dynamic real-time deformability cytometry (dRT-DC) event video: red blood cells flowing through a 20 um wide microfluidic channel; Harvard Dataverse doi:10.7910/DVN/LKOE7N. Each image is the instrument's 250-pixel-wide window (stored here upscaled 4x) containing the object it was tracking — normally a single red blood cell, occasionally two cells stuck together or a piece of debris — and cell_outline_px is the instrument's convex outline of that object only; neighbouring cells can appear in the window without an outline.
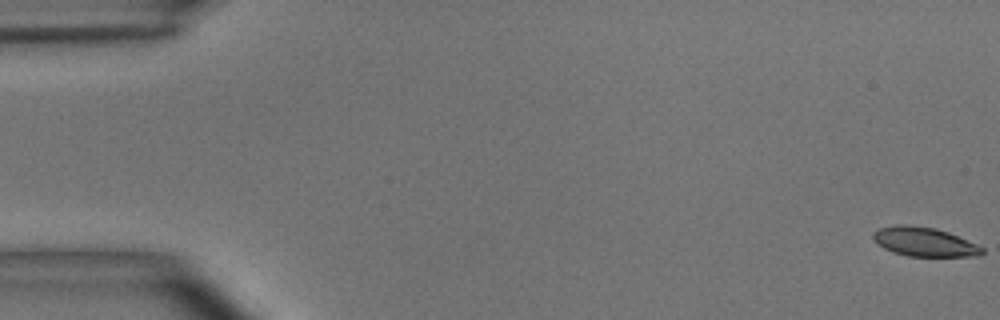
{"species": "common noctule bat (a hibernating species)", "species_latin": "Nyctalus noctula", "temperature_condition": "room temperature", "stored_images_in_passage": 5, "camera_frame_rate_fps": 3000, "um_per_image_px": 0.085, "animal": {"sex": "male", "body_mass_g": 15.6}, "frame": {"image": 1, "passage_image": 1, "time_ms": 0.0, "image_size_px": [1000, 320], "cell_outline_px": [[984, 252], [980, 256], [908, 256], [892, 252], [876, 244], [872, 240], [872, 232], [880, 228], [896, 224], [904, 224], [936, 228], [948, 232], [976, 244], [984, 248]], "centroid_in_image_um": [78.52, 20.55], "position_along_channel_um": 6.5, "area_um2": 18.61}}
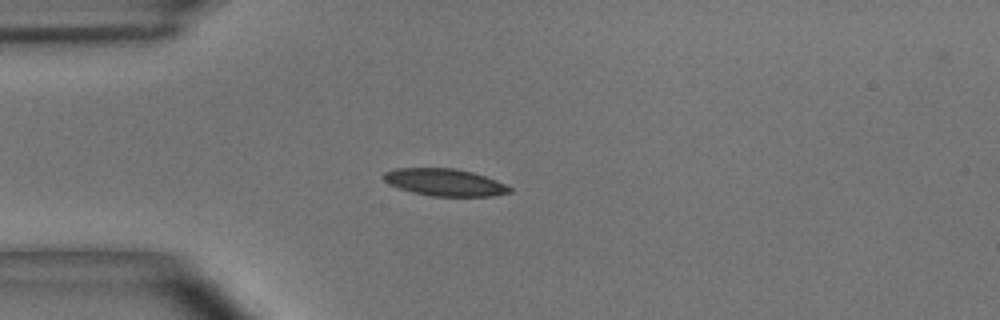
{"frame": {"image": 2, "passage_image": 5, "time_ms": 1.333, "image_size_px": [1000, 320], "cell_outline_px": [[512, 192], [492, 196], [432, 196], [412, 192], [388, 184], [380, 176], [384, 172], [392, 168], [456, 168], [472, 172], [496, 180], [512, 188]], "centroid_in_image_um": [37.76, 15.49], "position_along_channel_um": 47.2, "area_um2": 20.06}}